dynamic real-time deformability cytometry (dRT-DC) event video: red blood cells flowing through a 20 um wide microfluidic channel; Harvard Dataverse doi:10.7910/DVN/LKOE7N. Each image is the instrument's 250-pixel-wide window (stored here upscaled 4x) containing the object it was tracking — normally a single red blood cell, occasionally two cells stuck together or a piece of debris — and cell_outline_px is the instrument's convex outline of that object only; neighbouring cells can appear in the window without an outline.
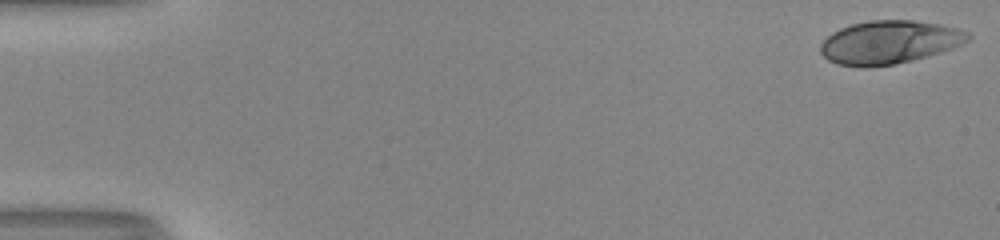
{"species": "human", "species_latin": "Homo sapiens", "temperature_condition": "room temperature", "stored_images_in_passage": 46, "camera_frame_rate_fps": 3000, "um_per_image_px": 0.085, "donor": {"sex": "male"}, "frame": {"image": 1, "passage_image": 1, "time_ms": 0.0, "image_size_px": [1000, 240], "cell_outline_px": [[972, 36], [968, 40], [960, 44], [924, 56], [892, 64], [836, 64], [828, 60], [820, 52], [820, 44], [832, 32], [840, 28], [852, 24], [868, 20], [912, 20], [940, 24], [960, 28], [968, 32]], "centroid_in_image_um": [75.58, 3.53], "position_along_channel_um": 9.4, "area_um2": 36.01}}
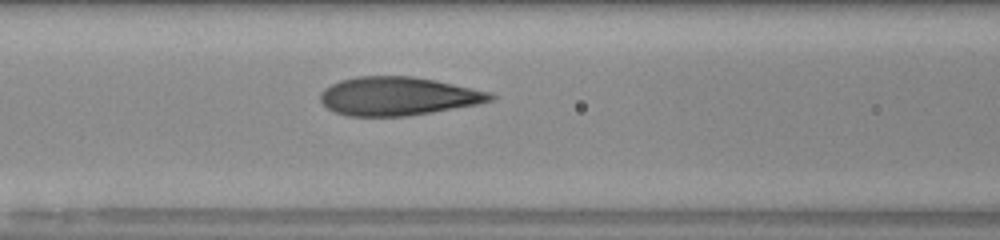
{"frame": {"image": 2, "passage_image": 23, "time_ms": 7.333, "image_size_px": [1000, 240], "cell_outline_px": [[496, 100], [476, 104], [432, 112], [408, 116], [348, 116], [336, 112], [328, 108], [320, 100], [320, 92], [324, 88], [340, 80], [356, 76], [412, 76], [436, 80], [492, 92], [496, 96]], "centroid_in_image_um": [33.85, 8.17], "position_along_channel_um": 132.8, "area_um2": 38.26}}
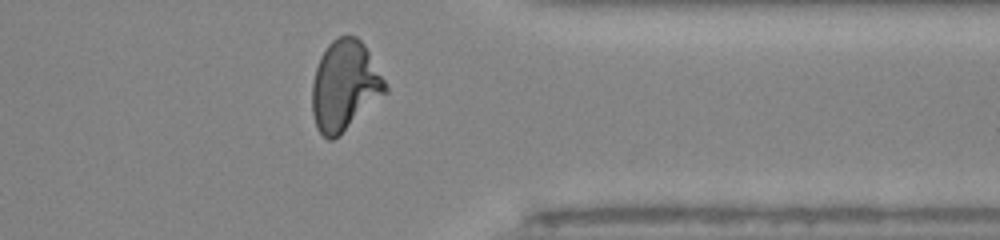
{"frame": {"image": 3, "passage_image": 42, "time_ms": 13.667, "image_size_px": [1000, 240], "cell_outline_px": [[388, 92], [340, 136], [332, 140], [328, 140], [316, 128], [312, 112], [312, 84], [316, 68], [320, 56], [328, 44], [336, 36], [356, 36], [364, 44], [384, 80], [388, 88]], "centroid_in_image_um": [29.29, 7.31], "position_along_channel_um": 382.1, "area_um2": 38.55}, "authors_computed_cell_mechanics": {"area_um2": 37.2232, "velocity_mm_per_s": 4.0589, "shape_relaxation_time_tau1_ms": 10.0486, "shape_relaxation_time_tau2_ms": 0.7233, "deformation_change_tau1": 0.335, "deformation_change_tau2": 0.0757}}